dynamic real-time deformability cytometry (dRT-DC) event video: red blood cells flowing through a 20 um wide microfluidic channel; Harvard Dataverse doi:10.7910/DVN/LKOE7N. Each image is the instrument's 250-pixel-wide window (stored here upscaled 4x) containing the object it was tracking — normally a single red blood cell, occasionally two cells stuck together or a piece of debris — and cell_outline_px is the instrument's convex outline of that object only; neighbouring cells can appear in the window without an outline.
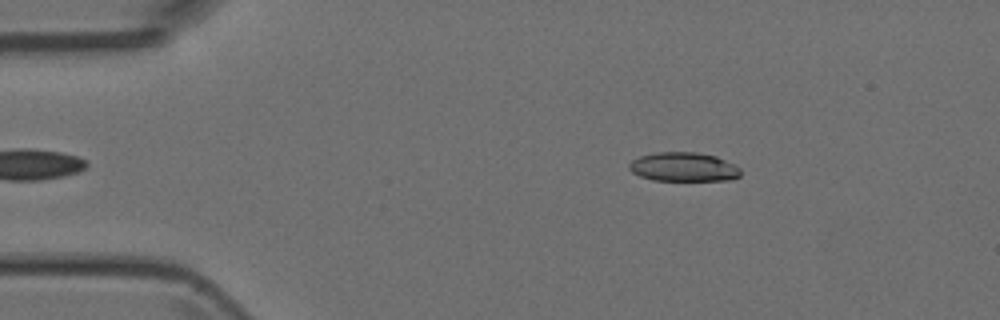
{"species": "Egyptian fruit bat (a non-hibernating species)", "species_latin": "Rousettus aegyptiacus", "temperature_condition": "room temperature", "stored_images_in_passage": 49, "camera_frame_rate_fps": 3000, "um_per_image_px": 0.085, "animal": {"sex": "female"}, "frame": {"image": 1, "passage_image": 8, "time_ms": 2.333, "image_size_px": [1000, 320], "cell_outline_px": [[740, 176], [732, 180], [652, 180], [640, 176], [632, 172], [628, 168], [628, 164], [632, 160], [640, 156], [656, 152], [696, 152], [716, 156], [740, 168]], "centroid_in_image_um": [58.08, 14.19], "position_along_channel_um": 26.9, "area_um2": 18.84}}
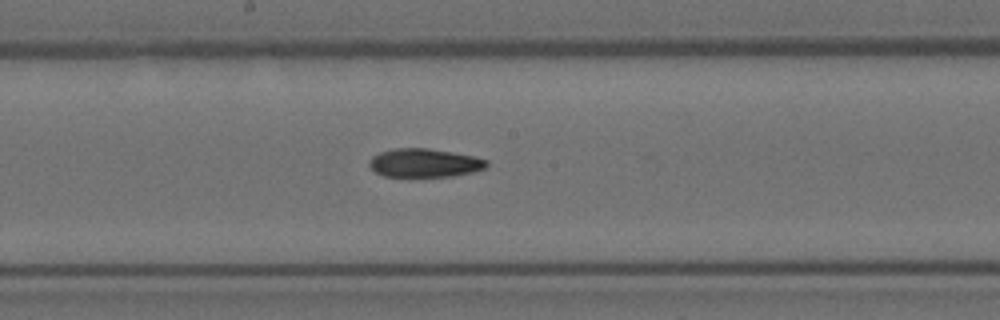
{"frame": {"image": 2, "passage_image": 26, "time_ms": 8.333, "image_size_px": [1000, 320], "cell_outline_px": [[488, 164], [484, 168], [472, 172], [452, 176], [384, 176], [376, 172], [368, 164], [368, 160], [372, 156], [380, 152], [396, 148], [428, 148], [476, 156], [488, 160]], "centroid_in_image_um": [36.08, 13.84], "position_along_channel_um": 212.1, "area_um2": 19.48}}
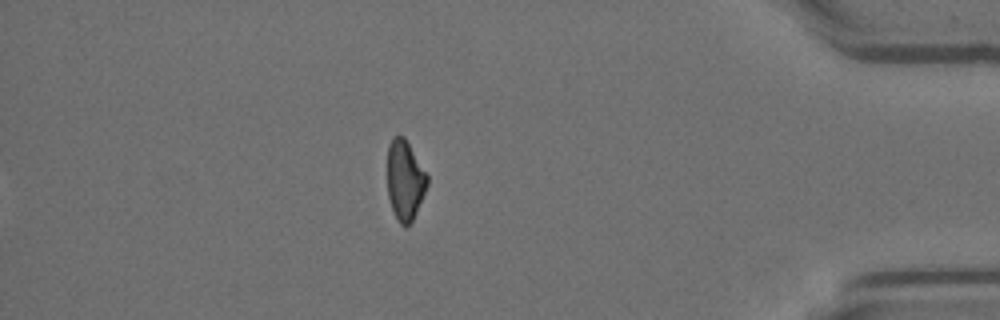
{"frame": {"image": 3, "passage_image": 43, "time_ms": 14.0, "image_size_px": [1000, 320], "cell_outline_px": [[428, 184], [416, 212], [412, 220], [404, 228], [396, 220], [388, 196], [388, 144], [392, 136], [404, 136], [428, 176]], "centroid_in_image_um": [34.41, 15.32], "position_along_channel_um": 400.8, "area_um2": 18.44}}